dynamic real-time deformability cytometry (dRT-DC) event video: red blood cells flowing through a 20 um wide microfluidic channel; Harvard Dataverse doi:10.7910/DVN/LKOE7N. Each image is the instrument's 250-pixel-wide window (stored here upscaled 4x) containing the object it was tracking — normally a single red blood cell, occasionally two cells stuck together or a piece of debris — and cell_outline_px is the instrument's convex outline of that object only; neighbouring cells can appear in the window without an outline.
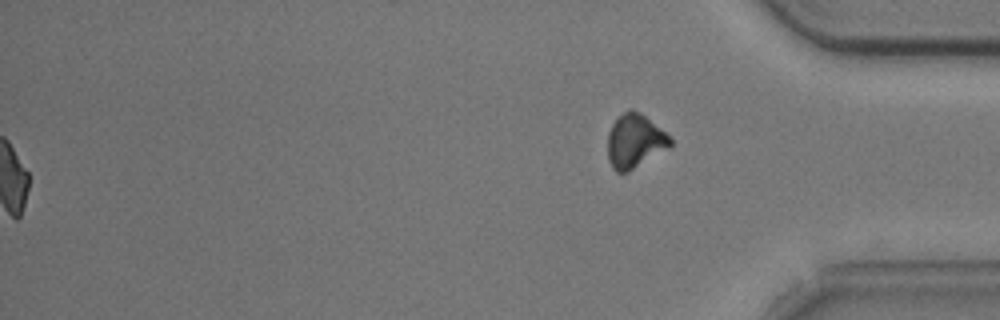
{"species": "common noctule bat (a hibernating species)", "species_latin": "Nyctalus noctula", "temperature_condition": "cold", "stored_images_in_passage": 41, "camera_frame_rate_fps": 3000, "um_per_image_px": 0.085, "animal": {"sex": "male", "body_mass_g": 20.5, "forearm_length_mm": 52.5}, "frame": {"image": 1, "passage_image": 41, "time_ms": 13.333, "image_size_px": [1000, 320], "cell_outline_px": [[672, 144], [668, 148], [628, 172], [616, 172], [612, 168], [608, 160], [608, 132], [612, 124], [628, 108], [632, 108], [640, 112], [664, 132], [672, 140]], "centroid_in_image_um": [53.93, 12.0], "position_along_channel_um": 381.3, "area_um2": 19.42}}